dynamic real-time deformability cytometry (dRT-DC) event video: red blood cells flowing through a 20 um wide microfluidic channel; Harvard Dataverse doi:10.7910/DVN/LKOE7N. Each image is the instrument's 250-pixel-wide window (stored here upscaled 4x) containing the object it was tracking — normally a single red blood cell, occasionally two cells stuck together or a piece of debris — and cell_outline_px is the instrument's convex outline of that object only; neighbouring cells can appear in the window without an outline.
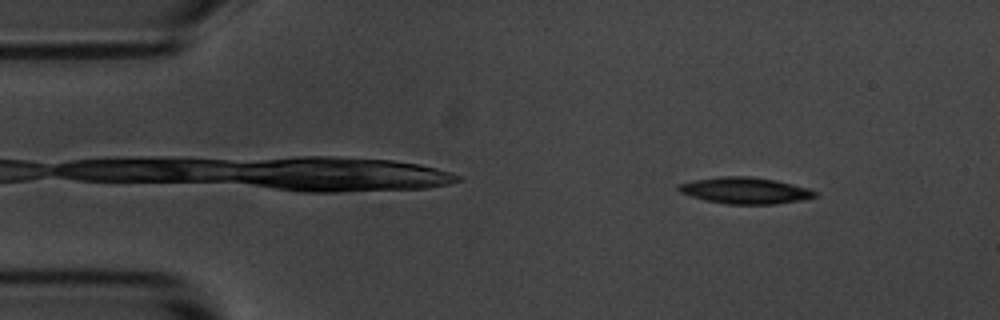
{"species": "common noctule bat (a hibernating species)", "species_latin": "Nyctalus noctula", "temperature_condition": "room temperature", "stored_images_in_passage": 52, "camera_frame_rate_fps": 3000, "um_per_image_px": 0.085, "animal": {"sex": "male", "body_mass_g": 20.1, "forearm_length_mm": 53.5}, "frame": {"image": 1, "passage_image": 4, "time_ms": 1.0, "image_size_px": [1000, 320], "cell_outline_px": [[820, 192], [816, 196], [804, 200], [776, 204], [728, 204], [704, 200], [680, 192], [676, 188], [676, 184], [696, 180], [724, 176], [752, 176], [776, 180], [808, 188]], "centroid_in_image_um": [63.37, 16.2], "position_along_channel_um": 21.6, "area_um2": 21.1}}
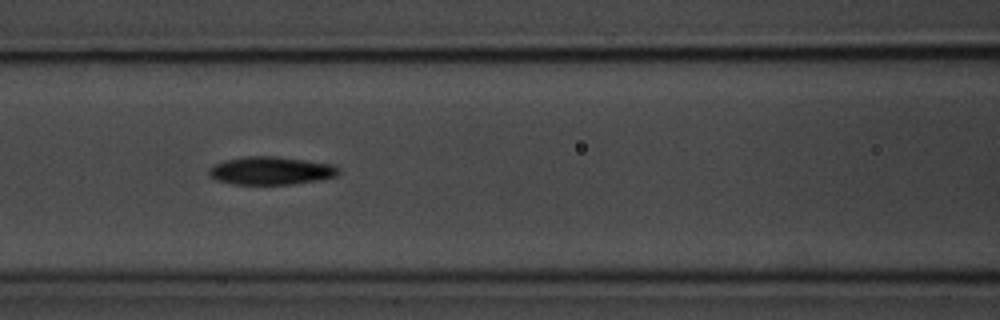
{"frame": {"image": 2, "passage_image": 20, "time_ms": 6.333, "image_size_px": [1000, 320], "cell_outline_px": [[340, 172], [336, 176], [320, 180], [292, 184], [232, 184], [216, 180], [208, 172], [216, 164], [224, 160], [244, 156], [272, 156], [304, 160], [332, 164], [340, 168]], "centroid_in_image_um": [23.06, 14.51], "position_along_channel_um": 143.5, "area_um2": 21.04}}
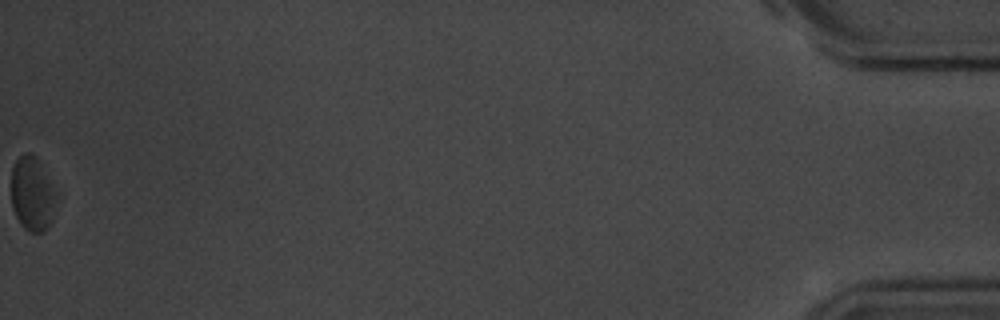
{"frame": {"image": 3, "passage_image": 52, "time_ms": 17.0, "image_size_px": [1000, 320], "cell_outline_px": [[56, 196], [52, 224], [44, 232], [28, 232], [20, 224], [12, 208], [12, 168], [16, 160], [20, 156], [28, 152], [36, 156], [52, 184], [56, 192]], "centroid_in_image_um": [2.75, 16.52], "position_along_channel_um": 432.4, "area_um2": 19.54}, "authors_computed_cell_mechanics": {"area_um2": 20.7791, "velocity_mm_per_s": 3.6616, "shape_relaxation_time_tau1_ms": 1.9313, "shape_relaxation_time_tau2_ms": null, "deformation_change_tau1": 0.1175, "deformation_change_tau2": null}}